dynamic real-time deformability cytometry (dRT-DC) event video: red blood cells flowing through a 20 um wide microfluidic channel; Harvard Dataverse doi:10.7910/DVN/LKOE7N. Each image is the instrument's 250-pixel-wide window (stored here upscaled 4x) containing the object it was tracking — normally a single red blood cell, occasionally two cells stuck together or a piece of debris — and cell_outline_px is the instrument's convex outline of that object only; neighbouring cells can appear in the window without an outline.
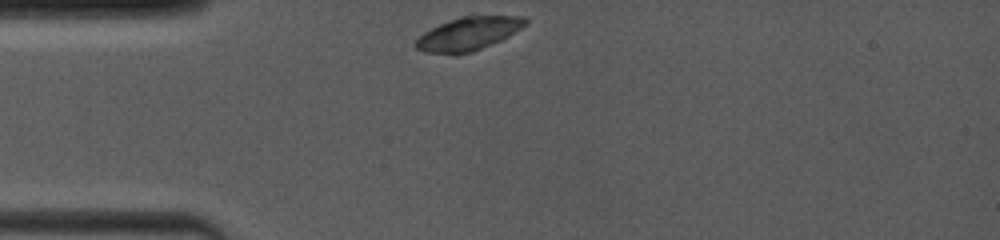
{"species": "common noctule bat (a hibernating species)", "species_latin": "Nyctalus noctula", "temperature_condition": "room temperature", "stored_images_in_passage": 13, "camera_frame_rate_fps": 4000, "um_per_image_px": 0.085, "animal": {"sex": "female", "body_mass_g": 19.0, "forearm_length_mm": 53.3}, "frame": {"image": 1, "passage_image": 1, "time_ms": 0.0, "image_size_px": [1000, 240], "cell_outline_px": [[528, 24], [508, 36], [500, 40], [472, 52], [456, 56], [424, 52], [416, 48], [412, 44], [424, 32], [448, 20], [472, 12], [524, 16], [528, 20]], "centroid_in_image_um": [39.84, 2.82], "position_along_channel_um": 45.2, "area_um2": 22.43}}
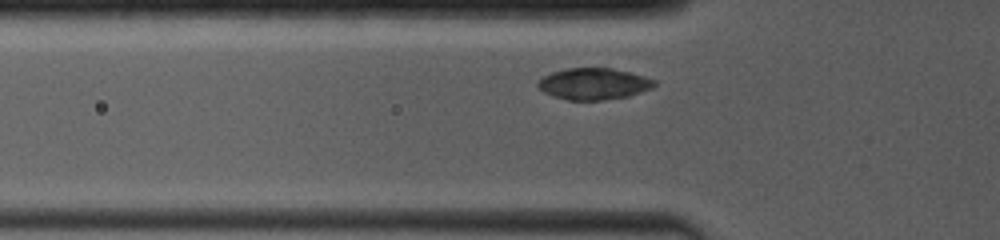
{"frame": {"image": 2, "passage_image": 8, "time_ms": 1.25, "image_size_px": [1000, 240], "cell_outline_px": [[656, 84], [652, 88], [628, 96], [604, 100], [568, 100], [552, 96], [544, 92], [536, 84], [544, 76], [552, 72], [564, 68], [612, 68], [628, 72], [656, 80]], "centroid_in_image_um": [50.45, 7.13], "position_along_channel_um": 75.3, "area_um2": 21.27}}